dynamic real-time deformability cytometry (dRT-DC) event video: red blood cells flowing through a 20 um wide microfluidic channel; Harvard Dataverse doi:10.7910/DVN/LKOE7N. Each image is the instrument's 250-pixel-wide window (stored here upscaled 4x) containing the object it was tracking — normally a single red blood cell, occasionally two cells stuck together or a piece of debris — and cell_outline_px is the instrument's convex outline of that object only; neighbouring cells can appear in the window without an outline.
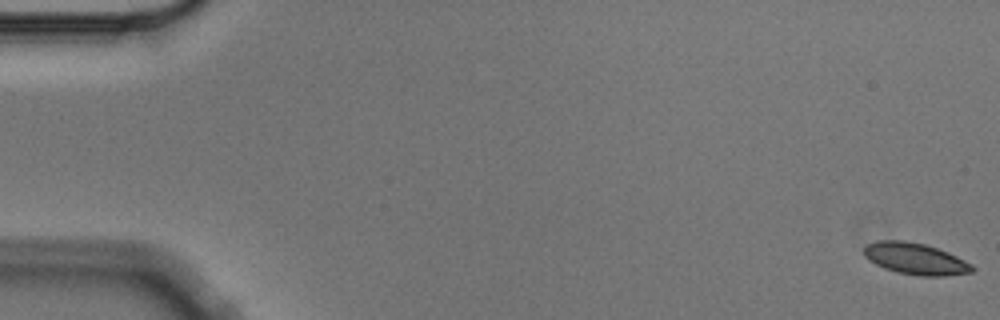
{"species": "Egyptian fruit bat (a non-hibernating species)", "species_latin": "Rousettus aegyptiacus", "temperature_condition": "cold", "stored_images_in_passage": 10, "camera_frame_rate_fps": 3000, "um_per_image_px": 0.085, "animal": {"sex": "male"}, "frame": {"image": 1, "passage_image": 1, "time_ms": 0.0, "image_size_px": [1000, 320], "cell_outline_px": [[976, 268], [972, 272], [944, 276], [920, 276], [896, 272], [884, 268], [868, 260], [864, 256], [864, 248], [868, 244], [876, 240], [904, 240], [924, 244], [948, 252], [972, 264]], "centroid_in_image_um": [77.8, 21.99], "position_along_channel_um": 7.2, "area_um2": 19.94}}
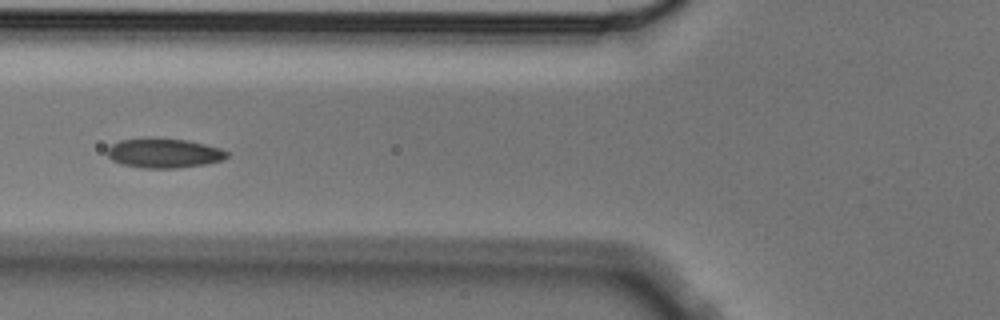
{"frame": {"image": 2, "passage_image": 6, "time_ms": 1.667, "image_size_px": [1000, 320], "cell_outline_px": [[228, 156], [224, 160], [204, 164], [176, 168], [144, 168], [120, 164], [112, 160], [104, 152], [112, 144], [120, 140], [144, 136], [188, 140], [220, 148], [228, 152]], "centroid_in_image_um": [13.88, 12.99], "position_along_channel_um": 111.9, "area_um2": 21.04}}
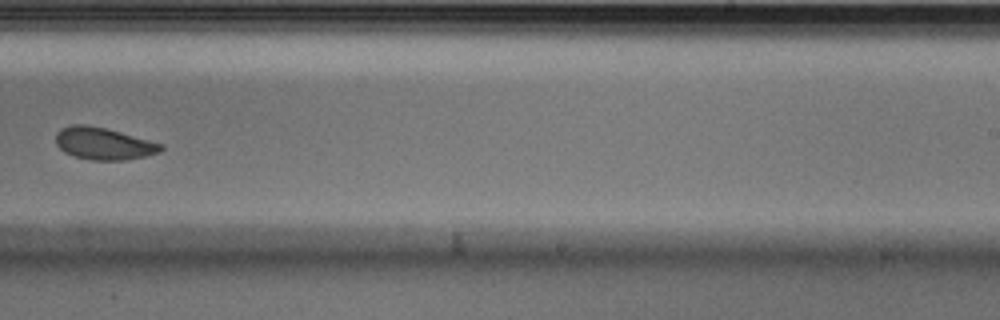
{"frame": {"image": 3, "passage_image": 10, "time_ms": 3.0, "image_size_px": [1000, 320], "cell_outline_px": [[164, 148], [160, 152], [144, 156], [124, 160], [88, 160], [72, 156], [64, 152], [56, 144], [56, 132], [60, 128], [72, 124], [84, 124], [104, 128], [120, 132], [164, 144]], "centroid_in_image_um": [8.78, 12.21], "position_along_channel_um": 280.2, "area_um2": 19.77}}